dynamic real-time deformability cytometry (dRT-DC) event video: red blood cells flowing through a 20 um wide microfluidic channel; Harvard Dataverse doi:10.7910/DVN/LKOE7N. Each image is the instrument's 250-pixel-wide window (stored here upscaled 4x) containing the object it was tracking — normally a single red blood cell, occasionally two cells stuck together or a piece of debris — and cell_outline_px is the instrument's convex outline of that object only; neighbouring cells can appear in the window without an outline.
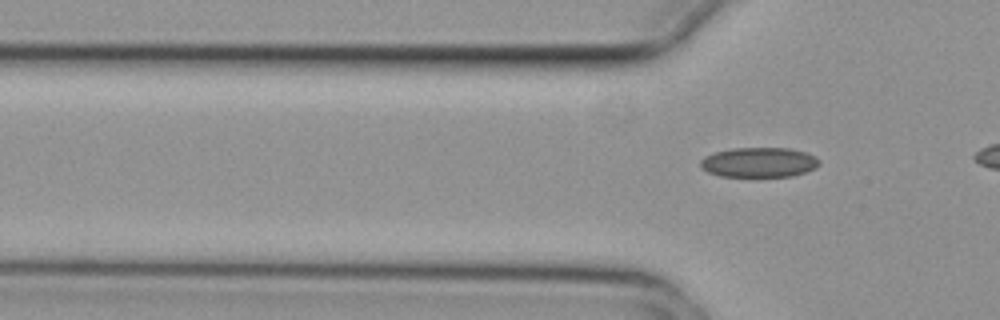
{"species": "common noctule bat (a hibernating species)", "species_latin": "Nyctalus noctula", "temperature_condition": "cold", "stored_images_in_passage": 3, "camera_frame_rate_fps": 3000, "um_per_image_px": 0.085, "animal": {"sex": "female", "body_mass_g": 29.2, "forearm_length_mm": 56.3}, "frame": {"image": 1, "passage_image": 3, "time_ms": 0.667, "image_size_px": [1000, 320], "cell_outline_px": [[820, 164], [816, 168], [792, 176], [720, 176], [708, 172], [700, 168], [700, 160], [704, 156], [716, 152], [732, 148], [788, 148], [804, 152], [816, 156], [820, 160]], "centroid_in_image_um": [64.51, 13.79], "position_along_channel_um": 61.3, "area_um2": 20.69}}